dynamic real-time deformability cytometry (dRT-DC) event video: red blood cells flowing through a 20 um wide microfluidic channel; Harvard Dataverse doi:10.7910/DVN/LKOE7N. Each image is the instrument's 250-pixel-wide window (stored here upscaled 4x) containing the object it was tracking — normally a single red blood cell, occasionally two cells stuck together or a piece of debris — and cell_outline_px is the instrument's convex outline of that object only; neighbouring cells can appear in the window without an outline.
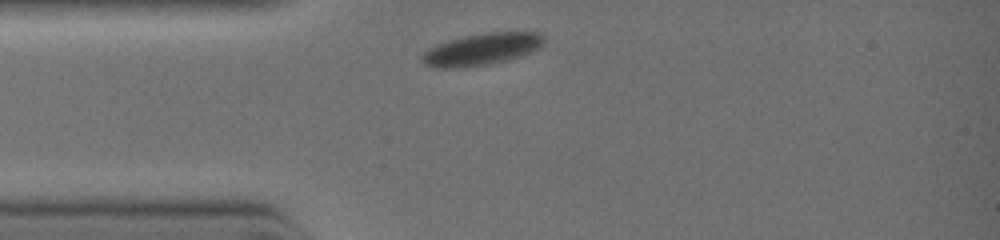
{"species": "common noctule bat (a hibernating species)", "species_latin": "Nyctalus noctula", "temperature_condition": "warm", "stored_images_in_passage": 2, "camera_frame_rate_fps": 3000, "um_per_image_px": 0.085, "animal": {"sex": "female", "body_mass_g": 19.0, "forearm_length_mm": 51.5}, "frame": {"image": 1, "passage_image": 1, "time_ms": 0.0, "image_size_px": [1000, 240], "cell_outline_px": [[544, 40], [540, 48], [508, 60], [488, 64], [464, 68], [436, 68], [424, 64], [420, 60], [420, 56], [428, 48], [448, 40], [464, 36], [488, 32], [540, 32], [544, 36]], "centroid_in_image_um": [40.91, 4.19], "position_along_channel_um": 44.1, "area_um2": 22.77}}